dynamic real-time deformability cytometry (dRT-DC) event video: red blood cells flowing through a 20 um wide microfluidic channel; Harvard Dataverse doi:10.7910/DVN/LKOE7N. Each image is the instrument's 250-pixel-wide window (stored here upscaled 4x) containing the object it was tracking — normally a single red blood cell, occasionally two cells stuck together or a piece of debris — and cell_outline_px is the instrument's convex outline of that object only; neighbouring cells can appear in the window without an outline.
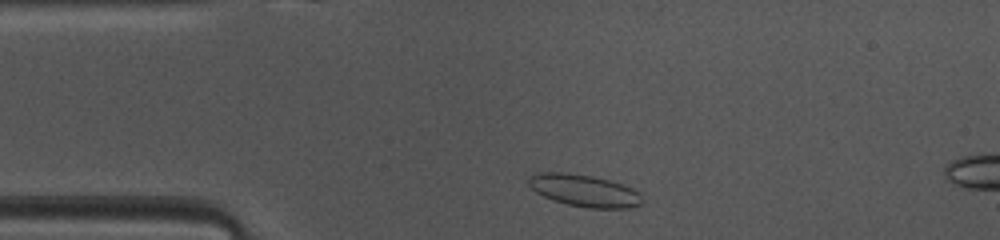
{"species": "common noctule bat (a hibernating species)", "species_latin": "Nyctalus noctula", "temperature_condition": "warm", "stored_images_in_passage": 40, "camera_frame_rate_fps": 3000, "um_per_image_px": 0.085, "animal": {"sex": "female", "body_mass_g": 10.0, "forearm_length_mm": 53.1}, "frame": {"image": 1, "passage_image": 3, "time_ms": 0.667, "image_size_px": [1000, 240], "cell_outline_px": [[640, 204], [628, 208], [588, 208], [568, 204], [552, 200], [536, 192], [528, 184], [528, 176], [536, 172], [564, 172], [592, 176], [608, 180], [632, 188], [640, 192]], "centroid_in_image_um": [49.6, 16.19], "position_along_channel_um": 35.4, "area_um2": 21.1}}
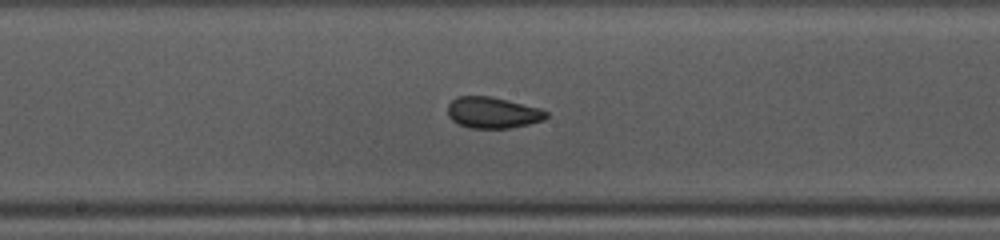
{"frame": {"image": 2, "passage_image": 17, "time_ms": 5.333, "image_size_px": [1000, 240], "cell_outline_px": [[548, 116], [544, 120], [528, 124], [508, 128], [468, 128], [452, 120], [448, 116], [448, 104], [456, 96], [492, 96], [540, 108], [548, 112]], "centroid_in_image_um": [41.88, 9.57], "position_along_channel_um": 206.3, "area_um2": 17.98}}
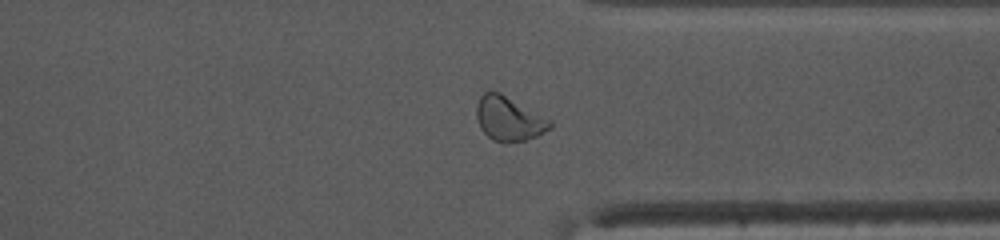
{"frame": {"image": 3, "passage_image": 29, "time_ms": 9.333, "image_size_px": [1000, 240], "cell_outline_px": [[552, 128], [536, 136], [524, 140], [504, 144], [492, 140], [480, 128], [476, 116], [476, 104], [480, 96], [484, 92], [500, 92], [552, 120]], "centroid_in_image_um": [43.25, 10.1], "position_along_channel_um": 368.2, "area_um2": 19.13}, "authors_computed_cell_mechanics": {"area_um2": 18.3804, "velocity_mm_per_s": 4.0994, "shape_relaxation_time_tau1_ms": 3.7645, "shape_relaxation_time_tau2_ms": 1.3797, "deformation_change_tau1": 0.1037, "deformation_change_tau2": 0.0382}}